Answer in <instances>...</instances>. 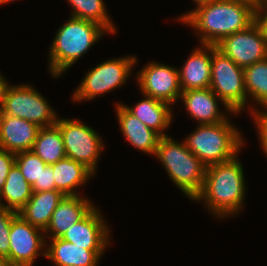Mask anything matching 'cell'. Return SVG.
<instances>
[{
  "label": "cell",
  "mask_w": 267,
  "mask_h": 266,
  "mask_svg": "<svg viewBox=\"0 0 267 266\" xmlns=\"http://www.w3.org/2000/svg\"><path fill=\"white\" fill-rule=\"evenodd\" d=\"M257 0H213L178 20L200 33L201 44L217 45L223 38L247 29L256 21Z\"/></svg>",
  "instance_id": "6da1fadb"
},
{
  "label": "cell",
  "mask_w": 267,
  "mask_h": 266,
  "mask_svg": "<svg viewBox=\"0 0 267 266\" xmlns=\"http://www.w3.org/2000/svg\"><path fill=\"white\" fill-rule=\"evenodd\" d=\"M237 155L231 160L206 167L204 185L194 201H205L218 217L237 214L245 196L244 171Z\"/></svg>",
  "instance_id": "7a4b0ae2"
},
{
  "label": "cell",
  "mask_w": 267,
  "mask_h": 266,
  "mask_svg": "<svg viewBox=\"0 0 267 266\" xmlns=\"http://www.w3.org/2000/svg\"><path fill=\"white\" fill-rule=\"evenodd\" d=\"M106 30V31H105ZM107 31L100 24L75 17L63 24L49 50V70L54 78L68 70Z\"/></svg>",
  "instance_id": "3957f363"
},
{
  "label": "cell",
  "mask_w": 267,
  "mask_h": 266,
  "mask_svg": "<svg viewBox=\"0 0 267 266\" xmlns=\"http://www.w3.org/2000/svg\"><path fill=\"white\" fill-rule=\"evenodd\" d=\"M175 141L170 136L160 137L155 156L159 158L175 185L194 200L204 185L206 166L184 142Z\"/></svg>",
  "instance_id": "277c9868"
},
{
  "label": "cell",
  "mask_w": 267,
  "mask_h": 266,
  "mask_svg": "<svg viewBox=\"0 0 267 266\" xmlns=\"http://www.w3.org/2000/svg\"><path fill=\"white\" fill-rule=\"evenodd\" d=\"M229 120L203 124L186 137V147L207 167L234 158L242 147L243 137Z\"/></svg>",
  "instance_id": "5b68a950"
},
{
  "label": "cell",
  "mask_w": 267,
  "mask_h": 266,
  "mask_svg": "<svg viewBox=\"0 0 267 266\" xmlns=\"http://www.w3.org/2000/svg\"><path fill=\"white\" fill-rule=\"evenodd\" d=\"M231 114L247 105L244 69L211 45V83L209 86Z\"/></svg>",
  "instance_id": "8992f818"
},
{
  "label": "cell",
  "mask_w": 267,
  "mask_h": 266,
  "mask_svg": "<svg viewBox=\"0 0 267 266\" xmlns=\"http://www.w3.org/2000/svg\"><path fill=\"white\" fill-rule=\"evenodd\" d=\"M52 109L47 100L29 84H7L4 88L0 111L5 115L25 119L43 128L54 126L57 122V113Z\"/></svg>",
  "instance_id": "52a82bcc"
},
{
  "label": "cell",
  "mask_w": 267,
  "mask_h": 266,
  "mask_svg": "<svg viewBox=\"0 0 267 266\" xmlns=\"http://www.w3.org/2000/svg\"><path fill=\"white\" fill-rule=\"evenodd\" d=\"M136 62V57L130 56L100 63L86 73L73 93V101L91 100L125 84Z\"/></svg>",
  "instance_id": "ba28073f"
},
{
  "label": "cell",
  "mask_w": 267,
  "mask_h": 266,
  "mask_svg": "<svg viewBox=\"0 0 267 266\" xmlns=\"http://www.w3.org/2000/svg\"><path fill=\"white\" fill-rule=\"evenodd\" d=\"M66 157L85 165L93 173L104 144L94 129L79 120L57 119Z\"/></svg>",
  "instance_id": "9c48e42d"
},
{
  "label": "cell",
  "mask_w": 267,
  "mask_h": 266,
  "mask_svg": "<svg viewBox=\"0 0 267 266\" xmlns=\"http://www.w3.org/2000/svg\"><path fill=\"white\" fill-rule=\"evenodd\" d=\"M215 46L243 69L267 58V37L257 21L247 29L223 38Z\"/></svg>",
  "instance_id": "30bf717a"
},
{
  "label": "cell",
  "mask_w": 267,
  "mask_h": 266,
  "mask_svg": "<svg viewBox=\"0 0 267 266\" xmlns=\"http://www.w3.org/2000/svg\"><path fill=\"white\" fill-rule=\"evenodd\" d=\"M44 236L43 230L31 225L18 214L11 223L10 252L6 258L13 266H33L36 257L41 255L39 251L46 245Z\"/></svg>",
  "instance_id": "8fae6325"
},
{
  "label": "cell",
  "mask_w": 267,
  "mask_h": 266,
  "mask_svg": "<svg viewBox=\"0 0 267 266\" xmlns=\"http://www.w3.org/2000/svg\"><path fill=\"white\" fill-rule=\"evenodd\" d=\"M137 81L143 95L173 104L182 93L179 69L157 62L149 63L140 70Z\"/></svg>",
  "instance_id": "7c38bea8"
},
{
  "label": "cell",
  "mask_w": 267,
  "mask_h": 266,
  "mask_svg": "<svg viewBox=\"0 0 267 266\" xmlns=\"http://www.w3.org/2000/svg\"><path fill=\"white\" fill-rule=\"evenodd\" d=\"M61 238L84 249H105L109 244V229L99 210L94 207Z\"/></svg>",
  "instance_id": "4fadbf2b"
},
{
  "label": "cell",
  "mask_w": 267,
  "mask_h": 266,
  "mask_svg": "<svg viewBox=\"0 0 267 266\" xmlns=\"http://www.w3.org/2000/svg\"><path fill=\"white\" fill-rule=\"evenodd\" d=\"M41 127L0 111V148L17 154L31 151Z\"/></svg>",
  "instance_id": "5bb4252c"
},
{
  "label": "cell",
  "mask_w": 267,
  "mask_h": 266,
  "mask_svg": "<svg viewBox=\"0 0 267 266\" xmlns=\"http://www.w3.org/2000/svg\"><path fill=\"white\" fill-rule=\"evenodd\" d=\"M95 206L80 195H65L52 213L47 229L50 239L61 238L75 223L82 220Z\"/></svg>",
  "instance_id": "9a60e30c"
},
{
  "label": "cell",
  "mask_w": 267,
  "mask_h": 266,
  "mask_svg": "<svg viewBox=\"0 0 267 266\" xmlns=\"http://www.w3.org/2000/svg\"><path fill=\"white\" fill-rule=\"evenodd\" d=\"M209 54V55H208ZM181 91L205 89L211 83V45L201 44L179 70Z\"/></svg>",
  "instance_id": "2e32d148"
},
{
  "label": "cell",
  "mask_w": 267,
  "mask_h": 266,
  "mask_svg": "<svg viewBox=\"0 0 267 266\" xmlns=\"http://www.w3.org/2000/svg\"><path fill=\"white\" fill-rule=\"evenodd\" d=\"M42 255L56 266H97L105 249H84L62 238H54Z\"/></svg>",
  "instance_id": "e0dca14e"
},
{
  "label": "cell",
  "mask_w": 267,
  "mask_h": 266,
  "mask_svg": "<svg viewBox=\"0 0 267 266\" xmlns=\"http://www.w3.org/2000/svg\"><path fill=\"white\" fill-rule=\"evenodd\" d=\"M180 98L183 99L190 116L198 120L199 125L217 124L227 120V116H224L218 107L220 98L210 87L182 91Z\"/></svg>",
  "instance_id": "ac0fdd59"
},
{
  "label": "cell",
  "mask_w": 267,
  "mask_h": 266,
  "mask_svg": "<svg viewBox=\"0 0 267 266\" xmlns=\"http://www.w3.org/2000/svg\"><path fill=\"white\" fill-rule=\"evenodd\" d=\"M117 118L125 139L146 154H156L160 136L140 119L132 115L123 104H117Z\"/></svg>",
  "instance_id": "d6986e66"
},
{
  "label": "cell",
  "mask_w": 267,
  "mask_h": 266,
  "mask_svg": "<svg viewBox=\"0 0 267 266\" xmlns=\"http://www.w3.org/2000/svg\"><path fill=\"white\" fill-rule=\"evenodd\" d=\"M64 196L59 190L33 192L32 197L18 214L31 225L45 231L52 213Z\"/></svg>",
  "instance_id": "ffe728a7"
},
{
  "label": "cell",
  "mask_w": 267,
  "mask_h": 266,
  "mask_svg": "<svg viewBox=\"0 0 267 266\" xmlns=\"http://www.w3.org/2000/svg\"><path fill=\"white\" fill-rule=\"evenodd\" d=\"M144 97L145 99L139 101L133 108L124 105L125 108L160 137L167 136L168 134L163 131L172 123L173 111L169 108L170 104L150 96L144 95Z\"/></svg>",
  "instance_id": "44dd1931"
},
{
  "label": "cell",
  "mask_w": 267,
  "mask_h": 266,
  "mask_svg": "<svg viewBox=\"0 0 267 266\" xmlns=\"http://www.w3.org/2000/svg\"><path fill=\"white\" fill-rule=\"evenodd\" d=\"M51 166L56 189L64 195H79L74 189L86 183L94 174L85 165L67 157Z\"/></svg>",
  "instance_id": "7402d4cb"
},
{
  "label": "cell",
  "mask_w": 267,
  "mask_h": 266,
  "mask_svg": "<svg viewBox=\"0 0 267 266\" xmlns=\"http://www.w3.org/2000/svg\"><path fill=\"white\" fill-rule=\"evenodd\" d=\"M32 194V186L26 181L19 167L14 164L0 191V206L18 213L32 197ZM3 198L7 205L1 203Z\"/></svg>",
  "instance_id": "603a6c76"
},
{
  "label": "cell",
  "mask_w": 267,
  "mask_h": 266,
  "mask_svg": "<svg viewBox=\"0 0 267 266\" xmlns=\"http://www.w3.org/2000/svg\"><path fill=\"white\" fill-rule=\"evenodd\" d=\"M31 151L47 165L66 158L60 129L56 125L40 128Z\"/></svg>",
  "instance_id": "cb8c5ba5"
},
{
  "label": "cell",
  "mask_w": 267,
  "mask_h": 266,
  "mask_svg": "<svg viewBox=\"0 0 267 266\" xmlns=\"http://www.w3.org/2000/svg\"><path fill=\"white\" fill-rule=\"evenodd\" d=\"M244 81L247 98L253 97L267 110V58L244 68Z\"/></svg>",
  "instance_id": "d4e9b609"
},
{
  "label": "cell",
  "mask_w": 267,
  "mask_h": 266,
  "mask_svg": "<svg viewBox=\"0 0 267 266\" xmlns=\"http://www.w3.org/2000/svg\"><path fill=\"white\" fill-rule=\"evenodd\" d=\"M73 7L71 17L94 21L109 31L116 33V28L113 26L106 6L103 0H68Z\"/></svg>",
  "instance_id": "484cf974"
},
{
  "label": "cell",
  "mask_w": 267,
  "mask_h": 266,
  "mask_svg": "<svg viewBox=\"0 0 267 266\" xmlns=\"http://www.w3.org/2000/svg\"><path fill=\"white\" fill-rule=\"evenodd\" d=\"M15 164L19 167L26 181L32 185L39 183V176L47 164L32 151L15 154Z\"/></svg>",
  "instance_id": "4316f807"
},
{
  "label": "cell",
  "mask_w": 267,
  "mask_h": 266,
  "mask_svg": "<svg viewBox=\"0 0 267 266\" xmlns=\"http://www.w3.org/2000/svg\"><path fill=\"white\" fill-rule=\"evenodd\" d=\"M17 215V212L0 206V256L5 258L10 252L9 232L11 223Z\"/></svg>",
  "instance_id": "83f0119b"
},
{
  "label": "cell",
  "mask_w": 267,
  "mask_h": 266,
  "mask_svg": "<svg viewBox=\"0 0 267 266\" xmlns=\"http://www.w3.org/2000/svg\"><path fill=\"white\" fill-rule=\"evenodd\" d=\"M33 192L57 190L54 182V172L51 165H47L39 176V183H33Z\"/></svg>",
  "instance_id": "f1b7e54d"
},
{
  "label": "cell",
  "mask_w": 267,
  "mask_h": 266,
  "mask_svg": "<svg viewBox=\"0 0 267 266\" xmlns=\"http://www.w3.org/2000/svg\"><path fill=\"white\" fill-rule=\"evenodd\" d=\"M251 109V114H253L254 120L257 123L256 125L258 127L259 140L262 149L267 156V110H263L264 112H262L253 109V107Z\"/></svg>",
  "instance_id": "f546056e"
},
{
  "label": "cell",
  "mask_w": 267,
  "mask_h": 266,
  "mask_svg": "<svg viewBox=\"0 0 267 266\" xmlns=\"http://www.w3.org/2000/svg\"><path fill=\"white\" fill-rule=\"evenodd\" d=\"M15 164V154L0 148V191L5 184L8 172Z\"/></svg>",
  "instance_id": "4dcf8cb0"
},
{
  "label": "cell",
  "mask_w": 267,
  "mask_h": 266,
  "mask_svg": "<svg viewBox=\"0 0 267 266\" xmlns=\"http://www.w3.org/2000/svg\"><path fill=\"white\" fill-rule=\"evenodd\" d=\"M256 21L260 24L267 37V0L256 1Z\"/></svg>",
  "instance_id": "1f68e13d"
},
{
  "label": "cell",
  "mask_w": 267,
  "mask_h": 266,
  "mask_svg": "<svg viewBox=\"0 0 267 266\" xmlns=\"http://www.w3.org/2000/svg\"><path fill=\"white\" fill-rule=\"evenodd\" d=\"M3 77L4 76H2L0 73V109L2 106L3 91H4L5 86L7 85V80Z\"/></svg>",
  "instance_id": "d6a6232c"
},
{
  "label": "cell",
  "mask_w": 267,
  "mask_h": 266,
  "mask_svg": "<svg viewBox=\"0 0 267 266\" xmlns=\"http://www.w3.org/2000/svg\"><path fill=\"white\" fill-rule=\"evenodd\" d=\"M0 266H13V265L7 258L0 256Z\"/></svg>",
  "instance_id": "836d02e7"
},
{
  "label": "cell",
  "mask_w": 267,
  "mask_h": 266,
  "mask_svg": "<svg viewBox=\"0 0 267 266\" xmlns=\"http://www.w3.org/2000/svg\"><path fill=\"white\" fill-rule=\"evenodd\" d=\"M196 4H198L197 6L199 5H202V4H205V3H209L210 1H213V0H193Z\"/></svg>",
  "instance_id": "e575fe53"
},
{
  "label": "cell",
  "mask_w": 267,
  "mask_h": 266,
  "mask_svg": "<svg viewBox=\"0 0 267 266\" xmlns=\"http://www.w3.org/2000/svg\"><path fill=\"white\" fill-rule=\"evenodd\" d=\"M11 1H14V0H0V5L5 4V3H10Z\"/></svg>",
  "instance_id": "d590c367"
}]
</instances>
